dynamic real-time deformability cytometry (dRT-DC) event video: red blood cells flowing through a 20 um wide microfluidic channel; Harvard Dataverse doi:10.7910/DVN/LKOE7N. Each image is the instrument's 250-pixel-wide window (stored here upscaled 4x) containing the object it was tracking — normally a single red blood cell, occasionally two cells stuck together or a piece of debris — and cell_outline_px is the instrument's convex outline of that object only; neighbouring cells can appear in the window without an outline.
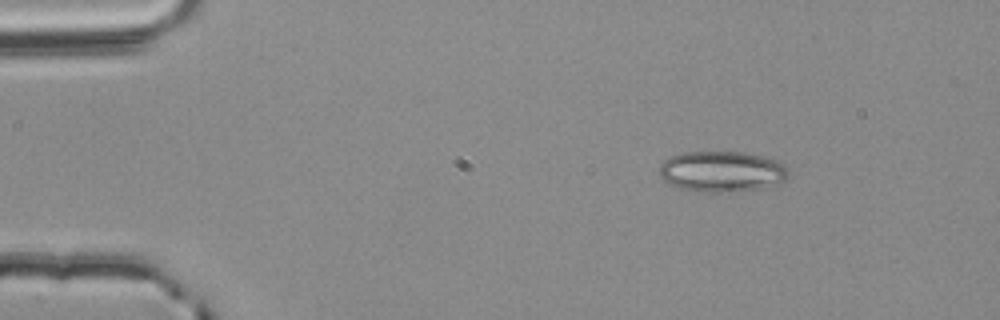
{"species": "common noctule bat (a hibernating species)", "species_latin": "Nyctalus noctula", "temperature_condition": "room temperature", "stored_images_in_passage": 55, "camera_frame_rate_fps": 3000, "um_per_image_px": 0.085, "animal": {"sex": "male", "body_mass_g": 20.4}, "frame": {"image": 1, "passage_image": 8, "time_ms": 2.333, "image_size_px": [1000, 320], "cell_outline_px": [[788, 176], [784, 180], [760, 188], [736, 192], [700, 192], [680, 188], [668, 184], [660, 176], [660, 164], [664, 160], [672, 156], [684, 152], [744, 152], [764, 156], [776, 160], [788, 168]], "centroid_in_image_um": [61.33, 14.58], "position_along_channel_um": 23.7, "area_um2": 30.69}}
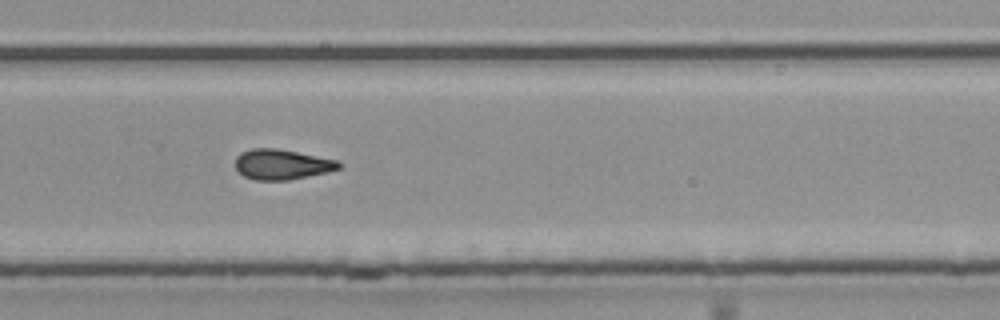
{"frame": {"image": 2, "passage_image": 37, "time_ms": 12.0, "image_size_px": [1000, 320], "cell_outline_px": [[344, 164], [340, 168], [328, 172], [288, 180], [252, 180], [244, 176], [236, 168], [236, 156], [240, 152], [252, 148], [276, 148], [336, 160]], "centroid_in_image_um": [23.95, 13.98], "position_along_channel_um": 305.9, "area_um2": 18.21}}
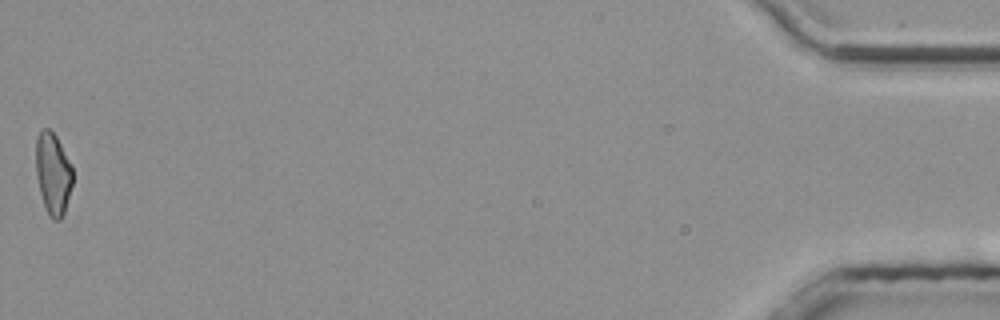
{"frame": {"image": 3, "passage_image": 55, "time_ms": 18.0, "image_size_px": [1000, 320], "cell_outline_px": [[72, 184], [64, 212], [60, 220], [52, 220], [48, 216], [40, 192], [36, 172], [36, 140], [40, 132], [44, 128], [48, 128], [56, 136], [72, 164]], "centroid_in_image_um": [4.51, 14.76], "position_along_channel_um": 430.7, "area_um2": 17.4}, "authors_computed_cell_mechanics": {"area_um2": 18.496, "velocity_mm_per_s": 3.8017, "shape_relaxation_time_tau1_ms": null, "shape_relaxation_time_tau2_ms": 5.0071, "deformation_change_tau1": null, "deformation_change_tau2": 0.1311}}